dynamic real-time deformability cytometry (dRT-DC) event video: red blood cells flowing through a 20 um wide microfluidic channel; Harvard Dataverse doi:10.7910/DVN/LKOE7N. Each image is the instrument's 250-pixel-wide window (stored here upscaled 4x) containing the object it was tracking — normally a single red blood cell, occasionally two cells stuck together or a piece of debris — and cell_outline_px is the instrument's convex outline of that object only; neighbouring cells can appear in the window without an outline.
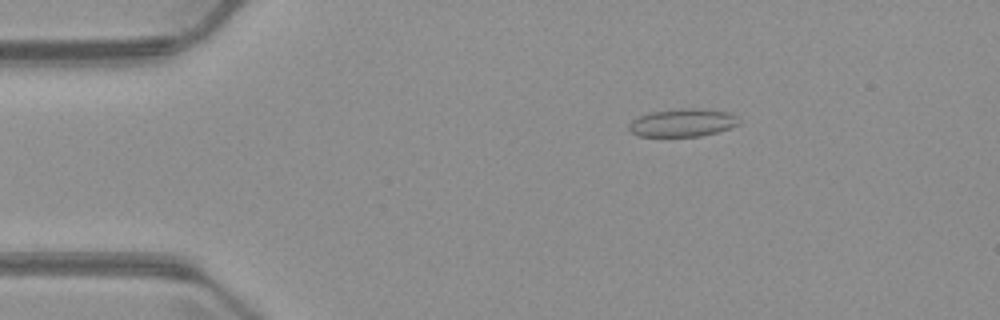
{"species": "common noctule bat (a hibernating species)", "species_latin": "Nyctalus noctula", "temperature_condition": "warm", "stored_images_in_passage": 6, "camera_frame_rate_fps": 3000, "um_per_image_px": 0.085, "animal": {"sex": "male", "body_mass_g": 23.1, "forearm_length_mm": 52.7}, "frame": {"image": 1, "passage_image": 3, "time_ms": 2.333, "image_size_px": [1000, 320], "cell_outline_px": [[740, 124], [716, 132], [700, 136], [636, 136], [628, 128], [628, 124], [636, 116], [652, 112], [680, 108], [704, 108], [728, 112], [736, 116]], "centroid_in_image_um": [57.99, 10.42], "position_along_channel_um": 27.0, "area_um2": 17.98}}
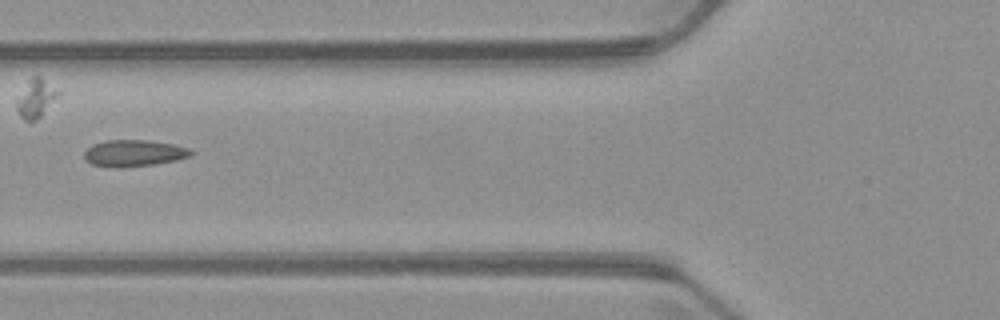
{"frame": {"image": 2, "passage_image": 6, "time_ms": 6.0, "image_size_px": [1000, 320], "cell_outline_px": [[196, 152], [192, 156], [176, 160], [152, 164], [116, 168], [92, 164], [84, 160], [84, 152], [92, 144], [104, 140], [148, 140], [172, 144], [188, 148]], "centroid_in_image_um": [11.37, 13.01], "position_along_channel_um": 114.4, "area_um2": 16.59}}